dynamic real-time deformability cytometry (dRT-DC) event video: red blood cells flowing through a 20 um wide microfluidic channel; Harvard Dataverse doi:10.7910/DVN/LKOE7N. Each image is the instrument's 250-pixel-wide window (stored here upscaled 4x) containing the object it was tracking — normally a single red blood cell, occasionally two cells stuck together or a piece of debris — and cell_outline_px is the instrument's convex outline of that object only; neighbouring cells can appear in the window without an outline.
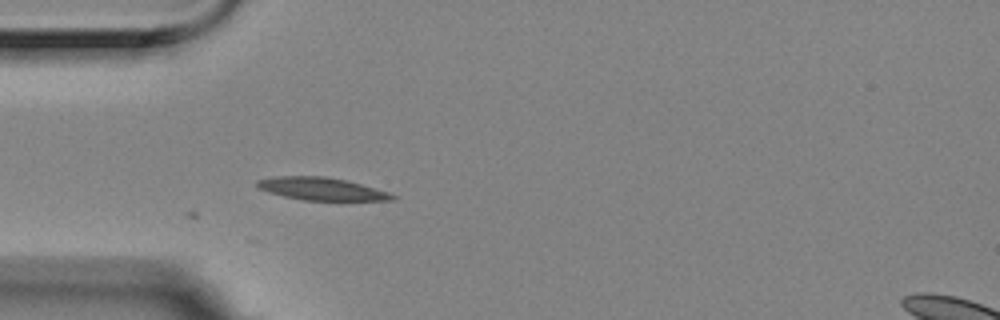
{"species": "Egyptian fruit bat (a non-hibernating species)", "species_latin": "Rousettus aegyptiacus", "temperature_condition": "room temperature", "stored_images_in_passage": 3, "camera_frame_rate_fps": 3000, "um_per_image_px": 0.085, "animal": {"sex": "female"}, "frame": {"image": 1, "passage_image": 3, "time_ms": 0.667, "image_size_px": [1000, 320], "cell_outline_px": [[400, 196], [396, 200], [304, 200], [284, 196], [268, 192], [260, 188], [256, 184], [256, 180], [280, 176], [324, 176], [344, 180], [360, 184], [388, 192]], "centroid_in_image_um": [27.36, 16.06], "position_along_channel_um": 57.6, "area_um2": 17.63}}